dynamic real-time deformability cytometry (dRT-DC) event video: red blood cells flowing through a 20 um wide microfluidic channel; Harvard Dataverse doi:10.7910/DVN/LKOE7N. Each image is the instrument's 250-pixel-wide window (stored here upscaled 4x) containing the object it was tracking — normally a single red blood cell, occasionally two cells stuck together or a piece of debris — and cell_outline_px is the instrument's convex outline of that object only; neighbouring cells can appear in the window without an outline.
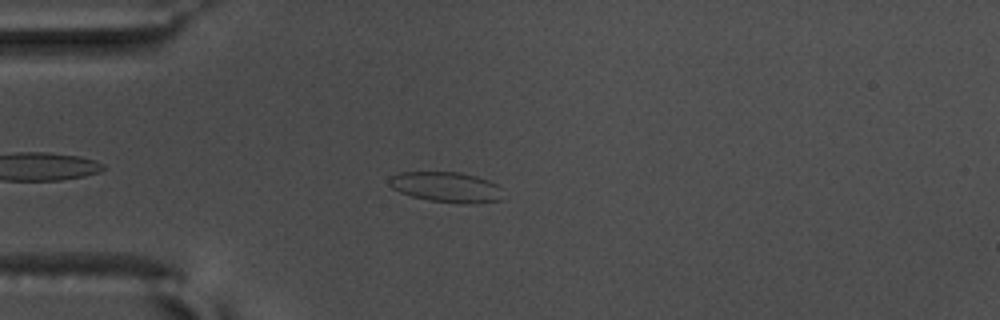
{"species": "common noctule bat (a hibernating species)", "species_latin": "Nyctalus noctula", "temperature_condition": "warm", "stored_images_in_passage": 40, "camera_frame_rate_fps": 3000, "um_per_image_px": 0.085, "animal": {"sex": "male", "body_mass_g": 17.5, "forearm_length_mm": 52.3}, "frame": {"image": 1, "passage_image": 7, "time_ms": 2.0, "image_size_px": [1000, 320], "cell_outline_px": [[504, 200], [472, 204], [460, 204], [428, 200], [412, 196], [400, 192], [392, 188], [388, 184], [388, 176], [400, 172], [460, 172], [476, 176], [488, 180], [496, 184], [500, 188]], "centroid_in_image_um": [37.93, 15.91], "position_along_channel_um": 47.1, "area_um2": 20.46}}
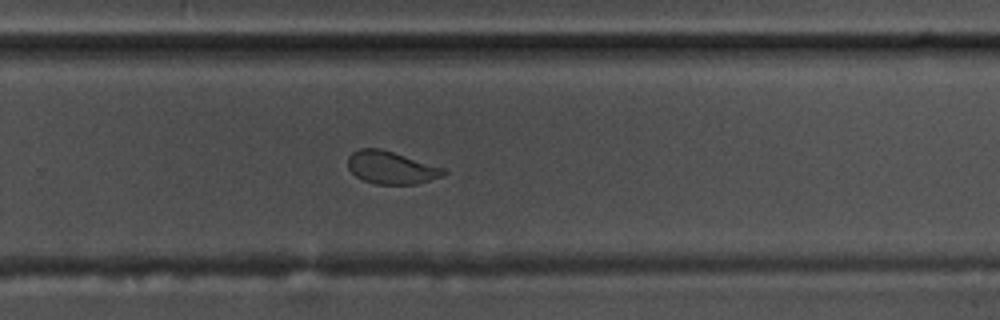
{"frame": {"image": 2, "passage_image": 29, "time_ms": 9.333, "image_size_px": [1000, 320], "cell_outline_px": [[448, 172], [444, 176], [416, 184], [376, 184], [364, 180], [356, 176], [348, 168], [348, 156], [352, 152], [360, 148], [380, 148], [448, 168]], "centroid_in_image_um": [33.31, 14.24], "position_along_channel_um": 296.5, "area_um2": 18.5}}
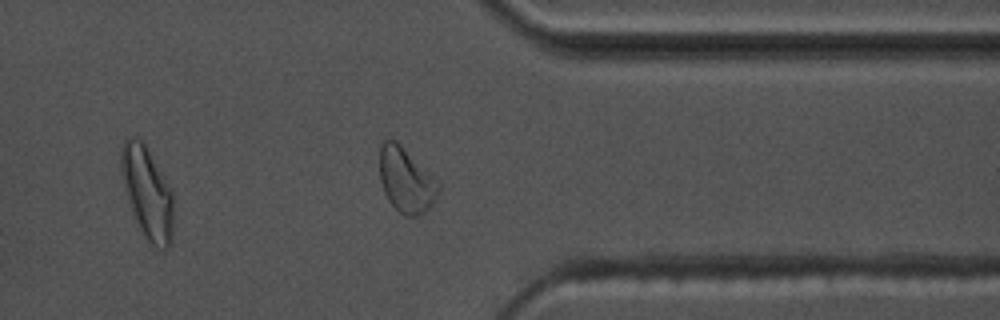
{"frame": {"image": 3, "passage_image": 36, "time_ms": 11.667, "image_size_px": [1000, 320], "cell_outline_px": [[440, 188], [432, 204], [420, 216], [404, 216], [388, 200], [384, 192], [380, 180], [380, 144], [384, 140], [396, 140], [440, 184]], "centroid_in_image_um": [34.49, 15.32], "position_along_channel_um": 376.9, "area_um2": 21.85}, "authors_computed_cell_mechanics": {"area_um2": 19.3341, "velocity_mm_per_s": 3.6452, "shape_relaxation_time_tau1_ms": 5.4361, "shape_relaxation_time_tau2_ms": null, "deformation_change_tau1": 0.1442, "deformation_change_tau2": null}}